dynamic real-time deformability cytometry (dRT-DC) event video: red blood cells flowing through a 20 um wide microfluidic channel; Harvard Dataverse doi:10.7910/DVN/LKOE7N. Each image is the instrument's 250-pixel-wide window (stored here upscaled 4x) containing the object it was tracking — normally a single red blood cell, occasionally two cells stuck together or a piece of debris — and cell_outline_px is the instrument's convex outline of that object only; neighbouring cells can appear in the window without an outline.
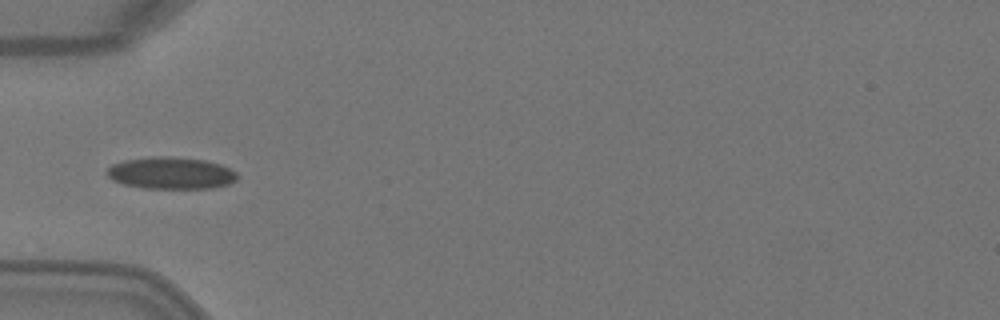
{"species": "Egyptian fruit bat (a non-hibernating species)", "species_latin": "Rousettus aegyptiacus", "temperature_condition": "warm", "stored_images_in_passage": 1, "camera_frame_rate_fps": 3000, "um_per_image_px": 0.085, "animal": {"sex": "female"}, "frame": {"image": 1, "passage_image": 1, "time_ms": 0.0, "image_size_px": [1000, 320], "cell_outline_px": [[236, 180], [228, 184], [212, 188], [144, 188], [124, 184], [112, 180], [108, 176], [108, 168], [112, 164], [124, 160], [152, 156], [172, 156], [204, 160], [220, 164], [236, 172]], "centroid_in_image_um": [14.52, 14.7], "position_along_channel_um": 70.5, "area_um2": 24.16}}